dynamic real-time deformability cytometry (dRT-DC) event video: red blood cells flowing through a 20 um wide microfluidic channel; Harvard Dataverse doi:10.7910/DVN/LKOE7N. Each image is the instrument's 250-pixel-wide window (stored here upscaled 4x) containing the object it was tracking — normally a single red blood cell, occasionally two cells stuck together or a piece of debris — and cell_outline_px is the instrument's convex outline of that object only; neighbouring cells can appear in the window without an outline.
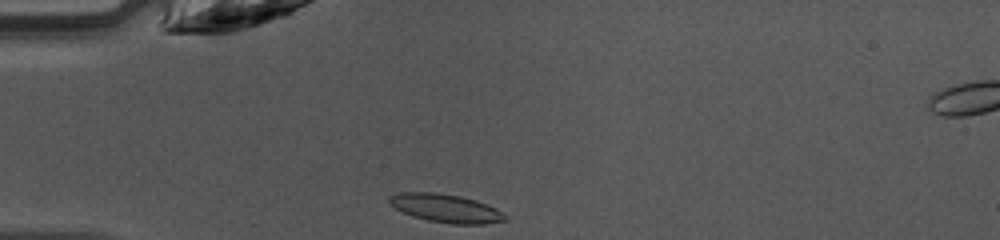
{"species": "common noctule bat (a hibernating species)", "species_latin": "Nyctalus noctula", "temperature_condition": "warm", "stored_images_in_passage": 35, "camera_frame_rate_fps": 3000, "um_per_image_px": 0.085, "animal": {"sex": "female", "body_mass_g": 10.0, "forearm_length_mm": 53.1}, "frame": {"image": 1, "passage_image": 1, "time_ms": 0.0, "image_size_px": [1000, 240], "cell_outline_px": [[508, 220], [484, 224], [452, 224], [428, 220], [412, 216], [388, 204], [388, 196], [400, 192], [436, 192], [460, 196], [476, 200], [488, 204], [496, 208]], "centroid_in_image_um": [37.86, 17.69], "position_along_channel_um": 47.1, "area_um2": 19.13}}
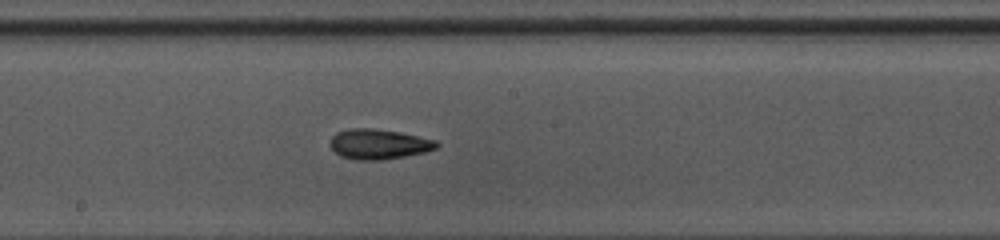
{"frame": {"image": 2, "passage_image": 14, "time_ms": 4.333, "image_size_px": [1000, 240], "cell_outline_px": [[440, 144], [436, 148], [424, 152], [404, 156], [380, 160], [356, 160], [340, 156], [332, 148], [332, 136], [336, 132], [348, 128], [372, 128], [400, 132], [436, 140]], "centroid_in_image_um": [32.2, 12.24], "position_along_channel_um": 216.0, "area_um2": 18.55}}
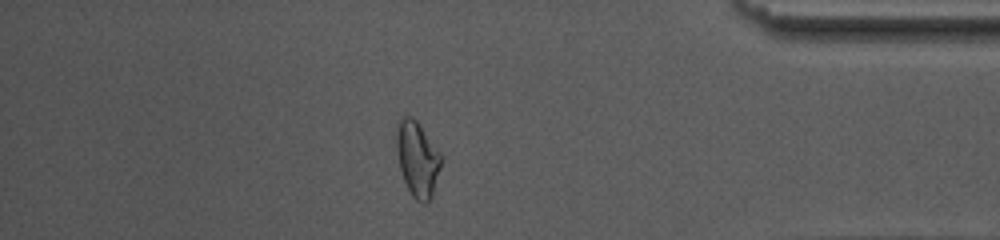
{"frame": {"image": 3, "passage_image": 29, "time_ms": 9.333, "image_size_px": [1000, 240], "cell_outline_px": [[444, 160], [432, 196], [424, 204], [416, 200], [412, 196], [404, 180], [400, 168], [396, 144], [396, 132], [400, 120], [404, 116], [412, 116], [416, 120], [444, 156]], "centroid_in_image_um": [35.53, 13.52], "position_along_channel_um": 399.7, "area_um2": 19.71}, "authors_computed_cell_mechanics": {"area_um2": 18.5538, "velocity_mm_per_s": 4.2444, "shape_relaxation_time_tau1_ms": 5.6084, "shape_relaxation_time_tau2_ms": 2.5283, "deformation_change_tau1": 0.1508, "deformation_change_tau2": 0.1049}}